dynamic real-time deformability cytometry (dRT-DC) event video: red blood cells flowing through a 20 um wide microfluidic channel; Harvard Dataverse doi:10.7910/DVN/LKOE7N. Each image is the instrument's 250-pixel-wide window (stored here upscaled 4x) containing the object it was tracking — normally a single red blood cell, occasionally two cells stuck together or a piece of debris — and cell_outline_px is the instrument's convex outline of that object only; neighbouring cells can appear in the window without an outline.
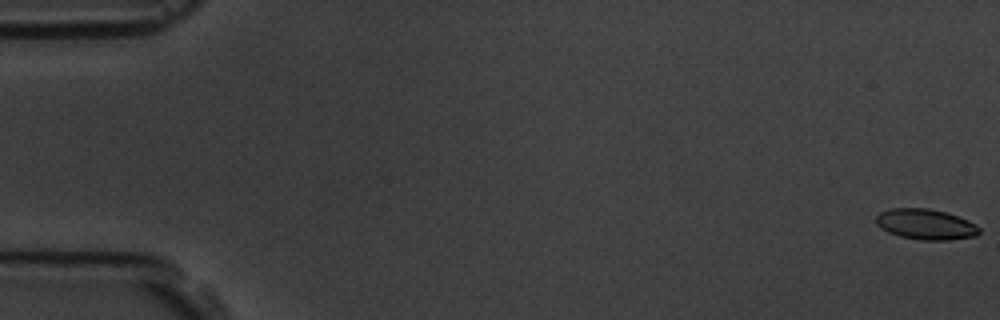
{"species": "common noctule bat (a hibernating species)", "species_latin": "Nyctalus noctula", "temperature_condition": "room temperature", "stored_images_in_passage": 6, "camera_frame_rate_fps": 3000, "um_per_image_px": 0.085, "animal": {"sex": "male", "body_mass_g": 19.5, "forearm_length_mm": 54.6}, "frame": {"image": 1, "passage_image": 1, "time_ms": 0.0, "image_size_px": [1000, 320], "cell_outline_px": [[980, 232], [976, 236], [948, 240], [924, 240], [900, 236], [888, 232], [880, 228], [876, 224], [876, 216], [880, 212], [892, 208], [928, 208], [944, 212], [968, 220], [976, 224], [980, 228]], "centroid_in_image_um": [78.68, 19.06], "position_along_channel_um": 6.3, "area_um2": 18.32}}
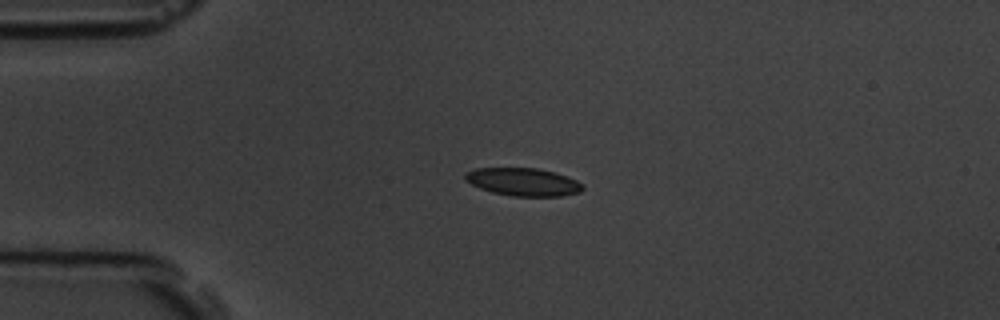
{"frame": {"image": 2, "passage_image": 4, "time_ms": 4.333, "image_size_px": [1000, 320], "cell_outline_px": [[584, 188], [580, 192], [560, 196], [512, 196], [492, 192], [480, 188], [464, 180], [464, 172], [476, 168], [536, 168], [556, 172], [576, 180], [584, 184]], "centroid_in_image_um": [44.46, 15.46], "position_along_channel_um": 40.5, "area_um2": 19.19}}
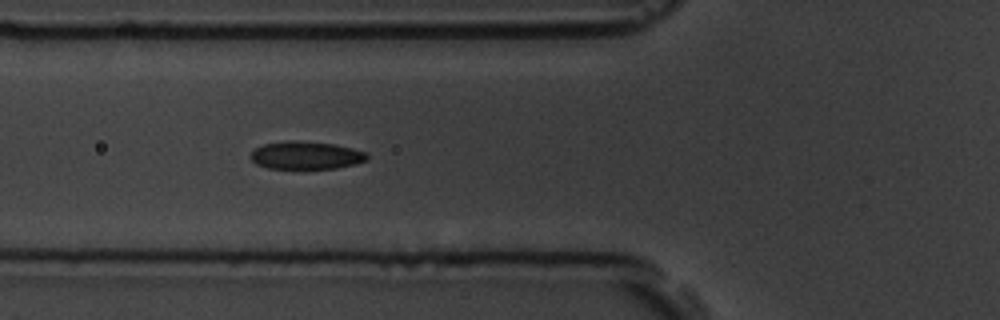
{"frame": {"image": 3, "passage_image": 6, "time_ms": 6.667, "image_size_px": [1000, 320], "cell_outline_px": [[368, 160], [356, 164], [336, 168], [268, 168], [256, 164], [248, 156], [256, 148], [264, 144], [284, 140], [292, 140], [336, 144], [368, 152]], "centroid_in_image_um": [26.03, 13.19], "position_along_channel_um": 99.8, "area_um2": 19.02}}